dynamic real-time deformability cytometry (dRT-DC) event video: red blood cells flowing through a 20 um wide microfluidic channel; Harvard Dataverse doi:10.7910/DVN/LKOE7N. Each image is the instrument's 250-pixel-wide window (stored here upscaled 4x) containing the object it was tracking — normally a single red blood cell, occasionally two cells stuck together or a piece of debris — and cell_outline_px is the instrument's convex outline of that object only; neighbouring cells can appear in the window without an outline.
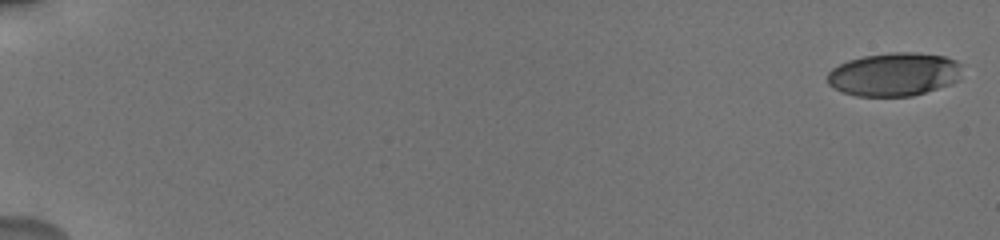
{"species": "human", "species_latin": "Homo sapiens", "temperature_condition": "cold", "stored_images_in_passage": 20, "camera_frame_rate_fps": 3000, "um_per_image_px": 0.085, "donor": {"sex": "male"}, "frame": {"image": 1, "passage_image": 1, "time_ms": 0.0, "image_size_px": [1000, 240], "cell_outline_px": [[960, 64], [956, 80], [948, 84], [912, 96], [856, 96], [832, 88], [828, 84], [828, 72], [832, 68], [848, 60], [864, 56], [892, 52], [916, 52], [944, 56], [956, 60]], "centroid_in_image_um": [75.94, 6.31], "position_along_channel_um": 9.1, "area_um2": 33.7}}
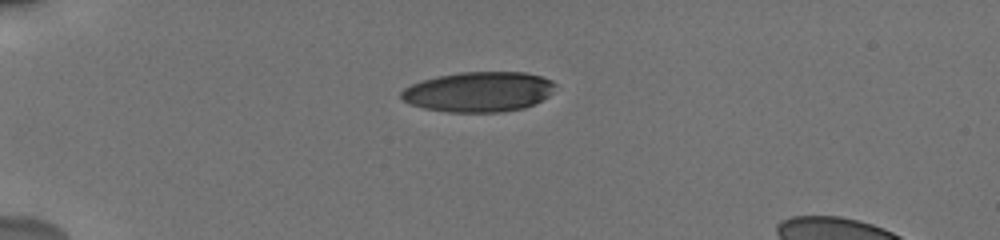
{"frame": {"image": 2, "passage_image": 17, "time_ms": 5.0, "image_size_px": [1000, 240], "cell_outline_px": [[556, 84], [548, 96], [524, 108], [504, 112], [448, 112], [424, 108], [412, 104], [404, 100], [400, 96], [400, 92], [404, 88], [412, 84], [436, 76], [460, 72], [524, 72], [540, 76], [552, 80]], "centroid_in_image_um": [40.69, 7.8], "position_along_channel_um": 44.3, "area_um2": 35.84}}